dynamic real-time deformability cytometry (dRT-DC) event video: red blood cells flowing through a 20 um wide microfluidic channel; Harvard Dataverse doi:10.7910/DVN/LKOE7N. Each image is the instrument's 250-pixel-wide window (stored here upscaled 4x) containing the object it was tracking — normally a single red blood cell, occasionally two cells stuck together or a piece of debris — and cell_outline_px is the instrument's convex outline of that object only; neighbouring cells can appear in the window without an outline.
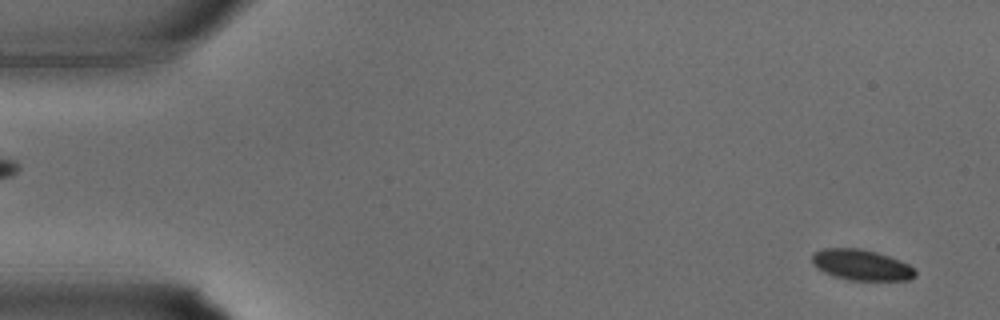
{"species": "common noctule bat (a hibernating species)", "species_latin": "Nyctalus noctula", "temperature_condition": "warm", "stored_images_in_passage": 33, "camera_frame_rate_fps": 3000, "um_per_image_px": 0.085, "animal": {"sex": "male", "body_mass_g": 15.6}, "frame": {"image": 1, "passage_image": 1, "time_ms": 0.0, "image_size_px": [1000, 320], "cell_outline_px": [[916, 276], [908, 280], [848, 280], [824, 272], [816, 268], [812, 264], [812, 252], [824, 248], [860, 248], [876, 252], [900, 260], [908, 264], [916, 272]], "centroid_in_image_um": [73.19, 22.51], "position_along_channel_um": 11.8, "area_um2": 18.5}}
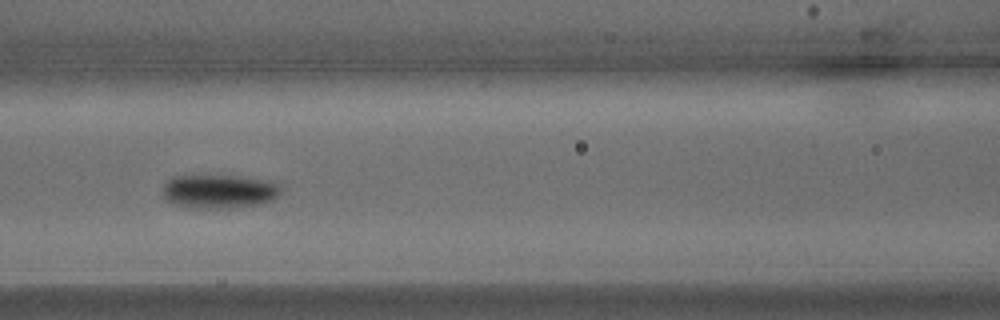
{"frame": {"image": 2, "passage_image": 14, "time_ms": 4.333, "image_size_px": [1000, 320], "cell_outline_px": [[280, 192], [272, 200], [260, 204], [232, 208], [192, 208], [172, 204], [164, 196], [164, 184], [172, 176], [236, 176], [260, 180], [280, 184]], "centroid_in_image_um": [18.59, 16.28], "position_along_channel_um": 148.0, "area_um2": 23.0}}
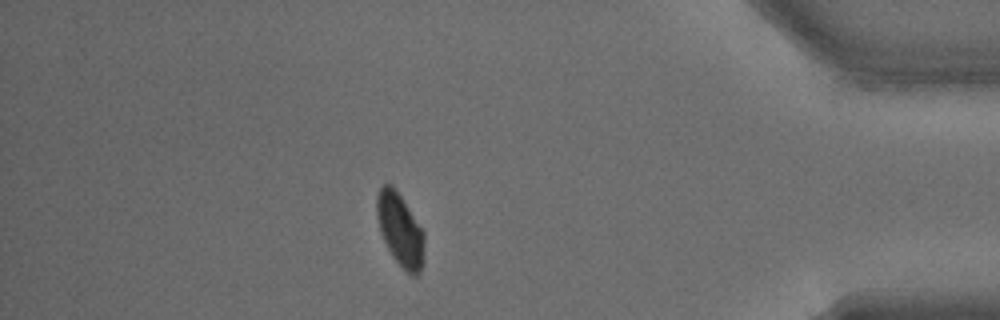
{"frame": {"image": 3, "passage_image": 29, "time_ms": 9.333, "image_size_px": [1000, 320], "cell_outline_px": [[424, 260], [420, 272], [416, 276], [412, 276], [392, 256], [380, 232], [376, 216], [376, 196], [380, 188], [384, 184], [392, 184], [396, 188], [404, 200], [424, 232]], "centroid_in_image_um": [34.01, 19.5], "position_along_channel_um": 401.2, "area_um2": 20.29}}